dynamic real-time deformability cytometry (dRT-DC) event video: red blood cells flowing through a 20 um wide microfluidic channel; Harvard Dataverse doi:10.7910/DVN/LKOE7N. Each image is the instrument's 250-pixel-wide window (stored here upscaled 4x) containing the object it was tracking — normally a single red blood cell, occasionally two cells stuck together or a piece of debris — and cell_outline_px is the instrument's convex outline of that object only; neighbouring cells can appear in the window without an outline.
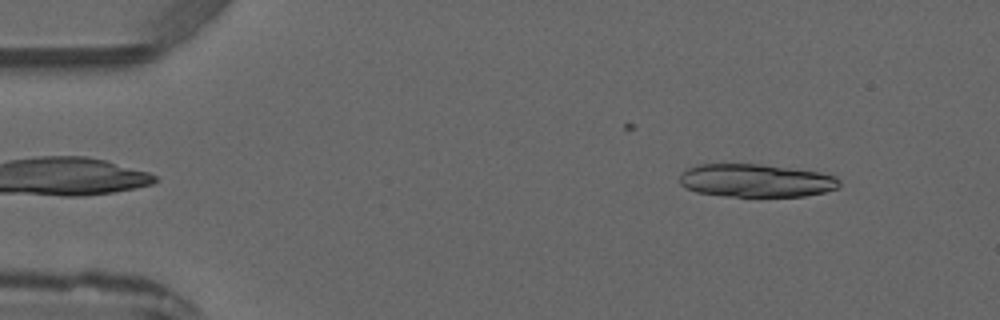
{"species": "common noctule bat (a hibernating species)", "species_latin": "Nyctalus noctula", "temperature_condition": "warm", "stored_images_in_passage": 4, "camera_frame_rate_fps": 3000, "um_per_image_px": 0.085, "animal": {"sex": "male", "forearm_length_mm": 52.5}, "frame": {"image": 1, "passage_image": 2, "time_ms": 1.0, "image_size_px": [1000, 320], "cell_outline_px": [[840, 184], [836, 188], [824, 192], [804, 196], [724, 196], [696, 192], [684, 188], [680, 184], [680, 172], [688, 168], [700, 164], [760, 164], [792, 168], [820, 172], [836, 176], [840, 180]], "centroid_in_image_um": [64.23, 15.34], "position_along_channel_um": 20.8, "area_um2": 30.92}}